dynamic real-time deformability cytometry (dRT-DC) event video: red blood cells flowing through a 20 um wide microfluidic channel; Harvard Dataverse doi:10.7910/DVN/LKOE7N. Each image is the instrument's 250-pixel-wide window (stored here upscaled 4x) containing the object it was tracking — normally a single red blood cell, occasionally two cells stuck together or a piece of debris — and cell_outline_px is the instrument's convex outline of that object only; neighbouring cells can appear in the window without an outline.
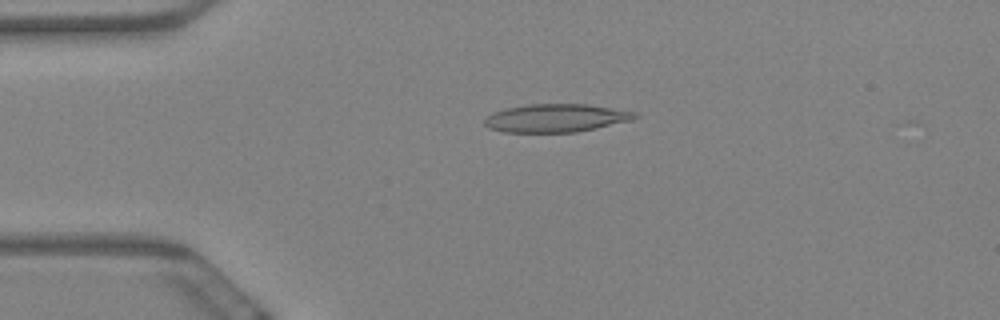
{"species": "Egyptian fruit bat (a non-hibernating species)", "species_latin": "Rousettus aegyptiacus", "temperature_condition": "warm", "stored_images_in_passage": 57, "camera_frame_rate_fps": 3000, "um_per_image_px": 0.085, "animal": {"sex": "female"}, "frame": {"image": 1, "passage_image": 13, "time_ms": 4.0, "image_size_px": [1000, 320], "cell_outline_px": [[640, 116], [632, 120], [596, 128], [576, 132], [504, 132], [488, 128], [484, 124], [484, 120], [488, 116], [504, 108], [528, 104], [588, 104], [636, 112]], "centroid_in_image_um": [47.27, 10.03], "position_along_channel_um": 37.7, "area_um2": 24.62}}
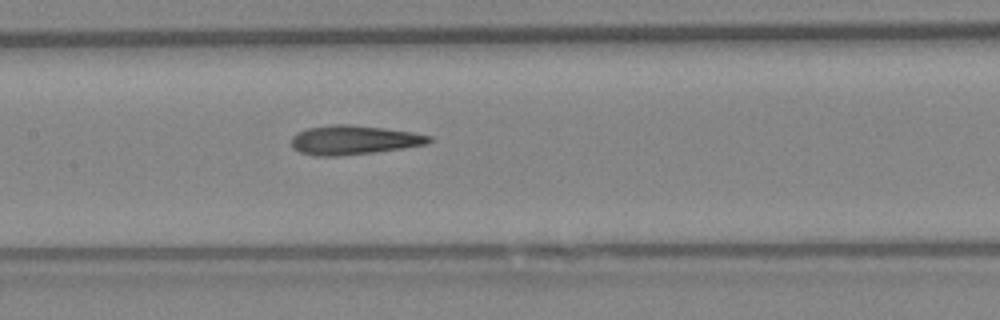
{"frame": {"image": 2, "passage_image": 28, "time_ms": 9.0, "image_size_px": [1000, 320], "cell_outline_px": [[432, 140], [428, 144], [372, 152], [336, 156], [316, 156], [300, 152], [292, 148], [292, 136], [296, 132], [308, 128], [332, 124], [348, 124], [384, 128], [412, 132], [432, 136]], "centroid_in_image_um": [30.04, 11.89], "position_along_channel_um": 177.4, "area_um2": 23.29}}
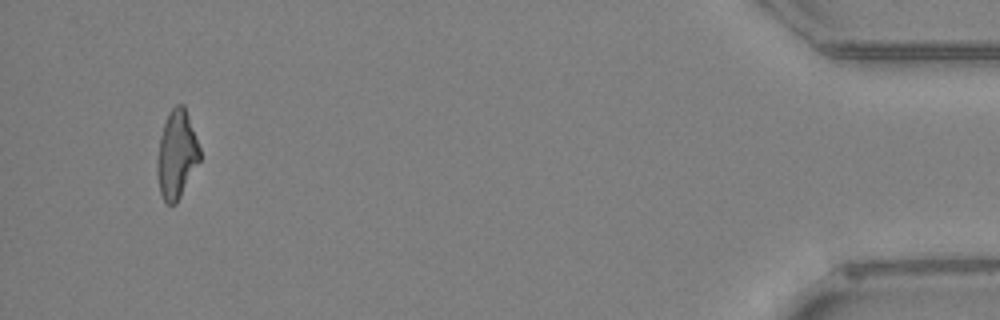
{"frame": {"image": 3, "passage_image": 56, "time_ms": 18.333, "image_size_px": [1000, 320], "cell_outline_px": [[200, 160], [176, 204], [168, 204], [164, 200], [160, 192], [156, 168], [156, 156], [160, 136], [168, 112], [176, 104], [184, 104], [200, 148]], "centroid_in_image_um": [15.0, 13.12], "position_along_channel_um": 420.2, "area_um2": 21.85}}